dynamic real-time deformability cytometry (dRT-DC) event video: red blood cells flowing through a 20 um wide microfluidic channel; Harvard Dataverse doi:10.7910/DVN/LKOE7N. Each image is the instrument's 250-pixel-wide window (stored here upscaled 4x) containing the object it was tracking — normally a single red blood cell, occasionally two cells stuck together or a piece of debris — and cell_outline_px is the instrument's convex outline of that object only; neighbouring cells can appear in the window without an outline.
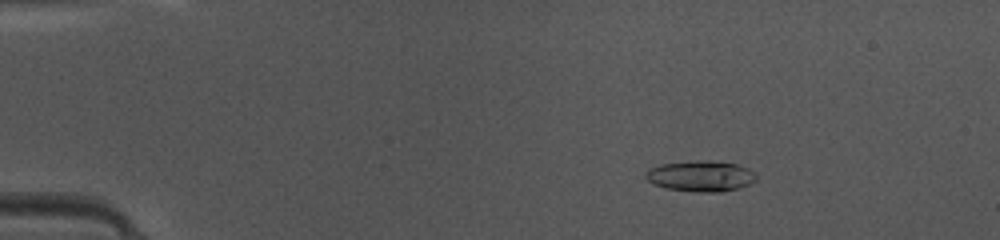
{"species": "common noctule bat (a hibernating species)", "species_latin": "Nyctalus noctula", "temperature_condition": "warm", "stored_images_in_passage": 47, "camera_frame_rate_fps": 3000, "um_per_image_px": 0.085, "animal": {"sex": "female", "body_mass_g": 10.0, "forearm_length_mm": 53.1}, "frame": {"image": 1, "passage_image": 7, "time_ms": 2.0, "image_size_px": [1000, 240], "cell_outline_px": [[756, 180], [740, 188], [720, 192], [696, 192], [668, 188], [656, 184], [648, 180], [644, 176], [652, 168], [660, 164], [692, 160], [708, 160], [736, 164], [748, 168], [756, 176]], "centroid_in_image_um": [59.59, 14.96], "position_along_channel_um": 25.4, "area_um2": 19.65}}
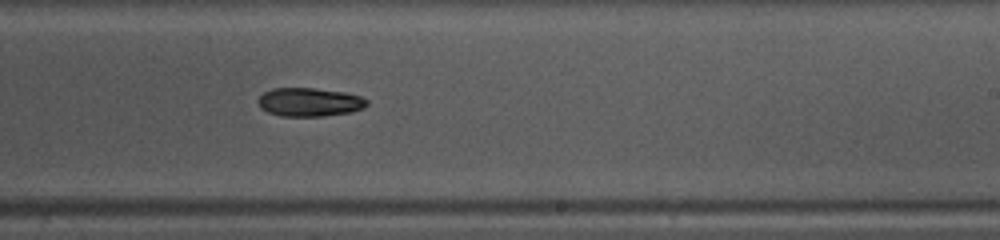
{"frame": {"image": 2, "passage_image": 29, "time_ms": 9.333, "image_size_px": [1000, 240], "cell_outline_px": [[368, 104], [364, 108], [352, 112], [324, 116], [280, 116], [268, 112], [260, 108], [256, 100], [264, 92], [272, 88], [312, 88], [344, 92], [360, 96], [368, 100]], "centroid_in_image_um": [26.29, 8.68], "position_along_channel_um": 262.7, "area_um2": 18.26}}
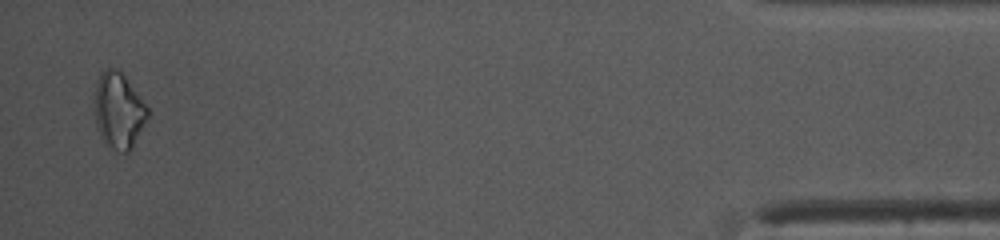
{"frame": {"image": 3, "passage_image": 46, "time_ms": 15.0, "image_size_px": [1000, 240], "cell_outline_px": [[148, 116], [132, 148], [128, 152], [120, 152], [112, 148], [100, 136], [96, 128], [96, 84], [100, 72], [108, 68], [116, 68], [124, 76], [148, 108]], "centroid_in_image_um": [10.08, 9.41], "position_along_channel_um": 425.1, "area_um2": 22.83}, "authors_computed_cell_mechanics": {"area_um2": 18.7272, "velocity_mm_per_s": 4.1844, "shape_relaxation_time_tau1_ms": 2.715, "shape_relaxation_time_tau2_ms": null, "deformation_change_tau1": 0.1026, "deformation_change_tau2": null}}